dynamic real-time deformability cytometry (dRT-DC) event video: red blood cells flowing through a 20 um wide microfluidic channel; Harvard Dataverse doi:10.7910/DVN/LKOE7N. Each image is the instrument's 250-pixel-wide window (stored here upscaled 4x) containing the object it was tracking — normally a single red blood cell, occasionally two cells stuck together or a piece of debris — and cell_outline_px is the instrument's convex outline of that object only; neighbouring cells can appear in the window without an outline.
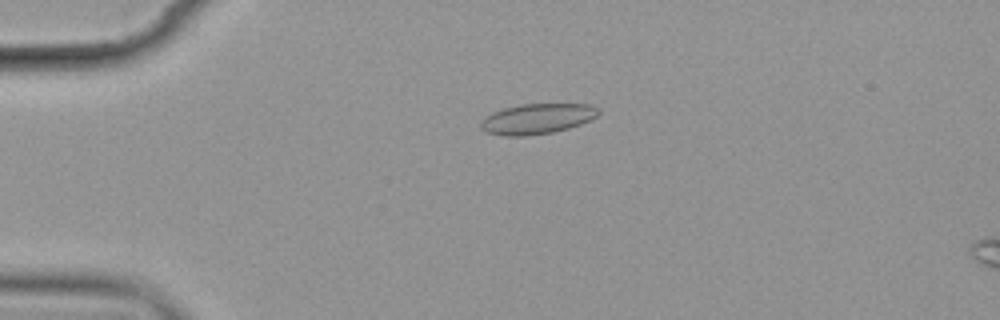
{"species": "common noctule bat (a hibernating species)", "species_latin": "Nyctalus noctula", "temperature_condition": "cold", "stored_images_in_passage": 6, "camera_frame_rate_fps": 3000, "um_per_image_px": 0.085, "animal": {"sex": "female", "body_mass_g": 19.9}, "frame": {"image": 1, "passage_image": 4, "time_ms": 3.667, "image_size_px": [1000, 320], "cell_outline_px": [[600, 112], [596, 116], [580, 124], [568, 128], [552, 132], [524, 136], [504, 136], [488, 132], [480, 128], [480, 120], [492, 112], [504, 108], [520, 104], [592, 104], [600, 108]], "centroid_in_image_um": [45.65, 10.09], "position_along_channel_um": 39.4, "area_um2": 20.81}}